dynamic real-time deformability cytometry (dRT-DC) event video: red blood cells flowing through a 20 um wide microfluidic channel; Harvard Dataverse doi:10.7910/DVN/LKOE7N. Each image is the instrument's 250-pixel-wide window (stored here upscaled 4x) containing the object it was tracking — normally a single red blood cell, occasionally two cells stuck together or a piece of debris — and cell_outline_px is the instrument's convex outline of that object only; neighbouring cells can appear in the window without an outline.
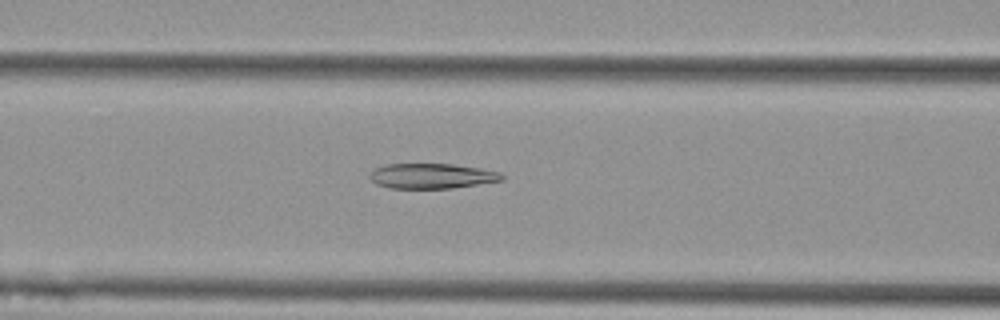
{"species": "Egyptian fruit bat (a non-hibernating species)", "species_latin": "Rousettus aegyptiacus", "temperature_condition": "cold", "stored_images_in_passage": 43, "camera_frame_rate_fps": 3000, "um_per_image_px": 0.085, "animal": {"sex": "female"}, "frame": {"image": 1, "passage_image": 10, "time_ms": 3.0, "image_size_px": [1000, 320], "cell_outline_px": [[504, 180], [452, 188], [388, 188], [376, 184], [368, 176], [368, 172], [384, 164], [452, 164], [480, 168], [500, 172], [504, 176]], "centroid_in_image_um": [36.67, 14.96], "position_along_channel_um": 129.9, "area_um2": 19.42}}
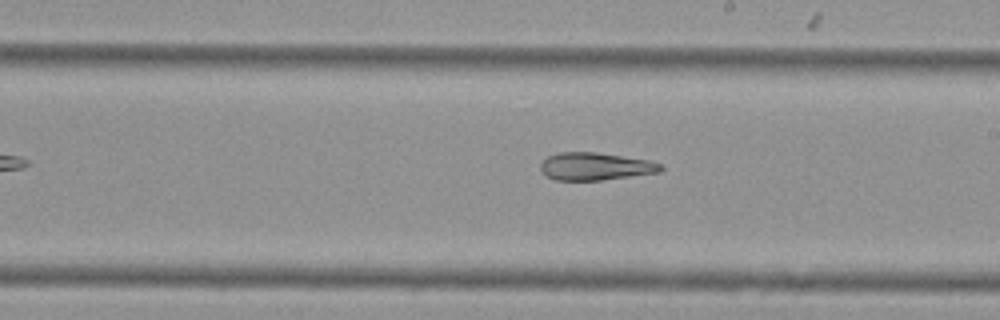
{"frame": {"image": 2, "passage_image": 19, "time_ms": 6.0, "image_size_px": [1000, 320], "cell_outline_px": [[664, 168], [660, 172], [600, 180], [556, 180], [540, 172], [540, 164], [548, 156], [560, 152], [596, 152], [652, 160], [660, 164]], "centroid_in_image_um": [50.61, 14.13], "position_along_channel_um": 238.4, "area_um2": 19.36}}
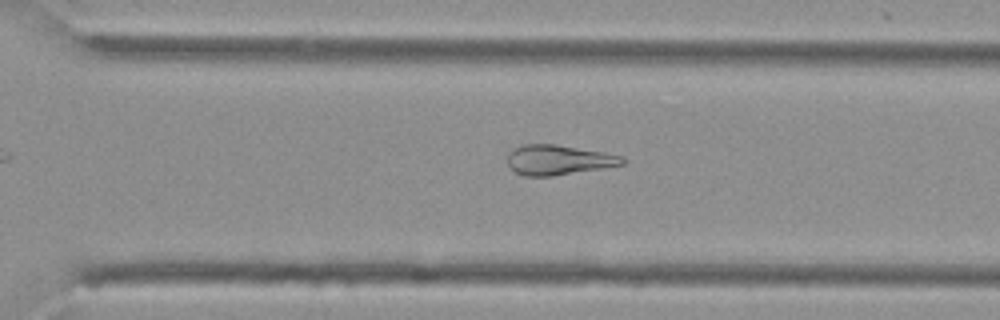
{"frame": {"image": 3, "passage_image": 26, "time_ms": 8.333, "image_size_px": [1000, 320], "cell_outline_px": [[624, 164], [552, 176], [524, 176], [508, 168], [508, 152], [512, 148], [520, 144], [556, 144], [604, 152], [624, 156]], "centroid_in_image_um": [47.4, 13.58], "position_along_channel_um": 323.2, "area_um2": 20.11}}